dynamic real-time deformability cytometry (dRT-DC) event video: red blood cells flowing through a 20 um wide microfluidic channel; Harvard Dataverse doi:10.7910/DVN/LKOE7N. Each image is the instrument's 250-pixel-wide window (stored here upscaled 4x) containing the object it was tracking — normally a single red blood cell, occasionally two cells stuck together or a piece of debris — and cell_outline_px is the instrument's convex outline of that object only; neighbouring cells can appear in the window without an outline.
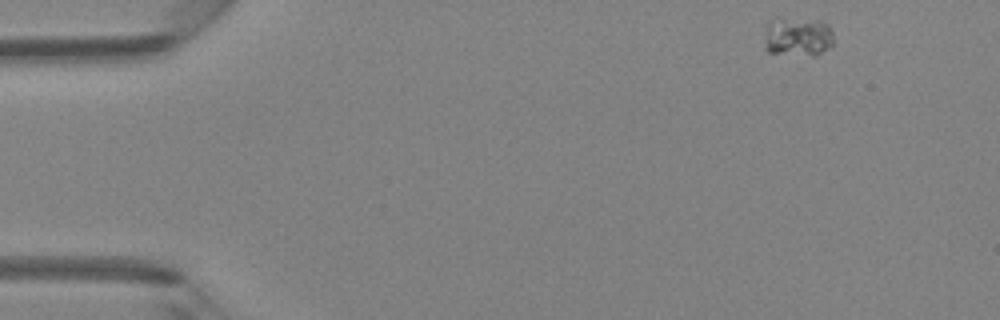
{"species": "Egyptian fruit bat (a non-hibernating species)", "species_latin": "Rousettus aegyptiacus", "temperature_condition": "room temperature", "stored_images_in_passage": 45, "camera_frame_rate_fps": 3000, "um_per_image_px": 0.085, "animal": {"sex": "female"}, "frame": {"image": 1, "passage_image": 1, "time_ms": 0.0, "image_size_px": [1000, 320], "cell_outline_px": [[832, 44], [828, 48], [816, 56], [812, 56], [768, 52], [764, 48], [768, 24], [776, 16], [820, 20], [828, 24], [832, 32]], "centroid_in_image_um": [67.81, 3.09], "position_along_channel_um": 17.2, "area_um2": 16.07}}
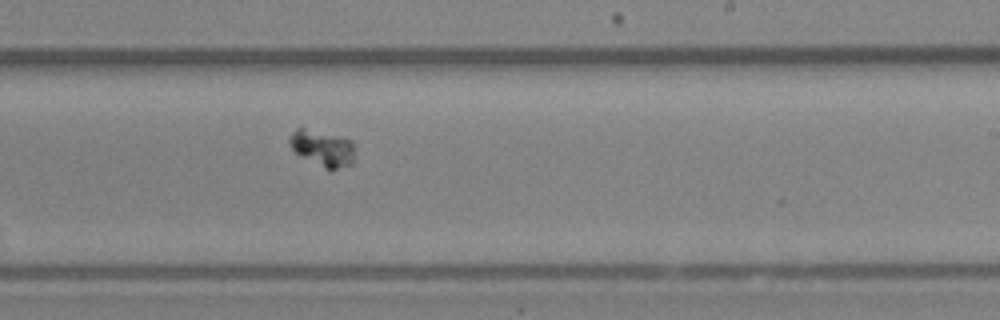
{"frame": {"image": 2, "passage_image": 26, "time_ms": 8.333, "image_size_px": [1000, 320], "cell_outline_px": [[352, 164], [336, 168], [324, 168], [300, 156], [292, 148], [288, 140], [288, 136], [296, 128], [304, 128], [344, 136], [352, 140]], "centroid_in_image_um": [27.37, 12.55], "position_along_channel_um": 261.6, "area_um2": 13.64}}
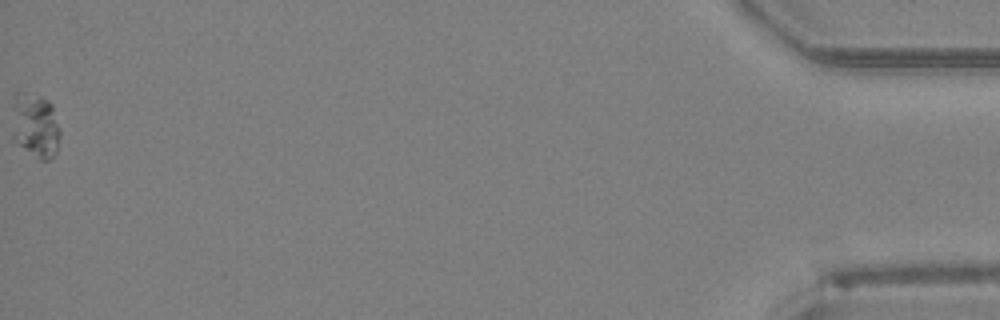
{"frame": {"image": 3, "passage_image": 45, "time_ms": 14.667, "image_size_px": [1000, 320], "cell_outline_px": [[60, 136], [56, 152], [48, 160], [40, 160], [24, 148], [12, 136], [12, 104], [16, 92], [24, 92], [40, 96], [52, 104], [60, 132]], "centroid_in_image_um": [2.99, 10.64], "position_along_channel_um": 432.2, "area_um2": 18.03}}